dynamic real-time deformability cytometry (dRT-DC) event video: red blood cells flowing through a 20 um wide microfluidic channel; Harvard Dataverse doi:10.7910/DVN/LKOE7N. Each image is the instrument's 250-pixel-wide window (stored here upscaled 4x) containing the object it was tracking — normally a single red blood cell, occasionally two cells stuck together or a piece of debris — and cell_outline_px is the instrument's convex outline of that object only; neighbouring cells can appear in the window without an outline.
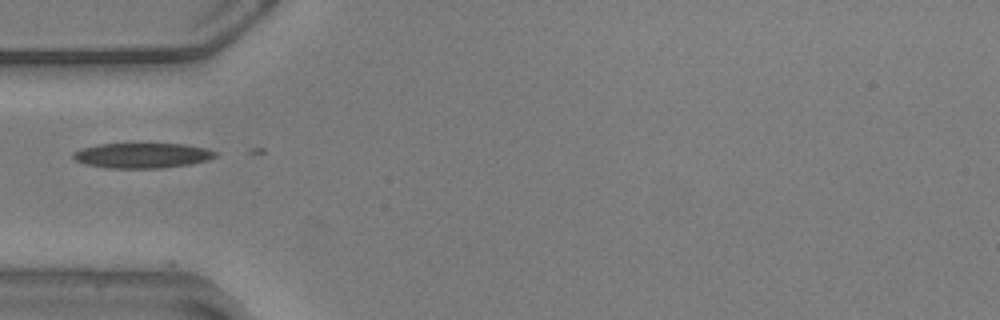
{"species": "common noctule bat (a hibernating species)", "species_latin": "Nyctalus noctula", "temperature_condition": "warm", "stored_images_in_passage": 39, "camera_frame_rate_fps": 3000, "um_per_image_px": 0.085, "animal": {"sex": "male", "body_mass_g": 20.5, "forearm_length_mm": 52.5}, "frame": {"image": 1, "passage_image": 1, "time_ms": 0.0, "image_size_px": [1000, 320], "cell_outline_px": [[216, 156], [208, 160], [192, 164], [160, 168], [108, 168], [84, 164], [76, 160], [72, 156], [72, 152], [80, 148], [100, 144], [184, 144], [208, 148], [216, 152]], "centroid_in_image_um": [12.08, 13.22], "position_along_channel_um": 72.9, "area_um2": 20.92}}